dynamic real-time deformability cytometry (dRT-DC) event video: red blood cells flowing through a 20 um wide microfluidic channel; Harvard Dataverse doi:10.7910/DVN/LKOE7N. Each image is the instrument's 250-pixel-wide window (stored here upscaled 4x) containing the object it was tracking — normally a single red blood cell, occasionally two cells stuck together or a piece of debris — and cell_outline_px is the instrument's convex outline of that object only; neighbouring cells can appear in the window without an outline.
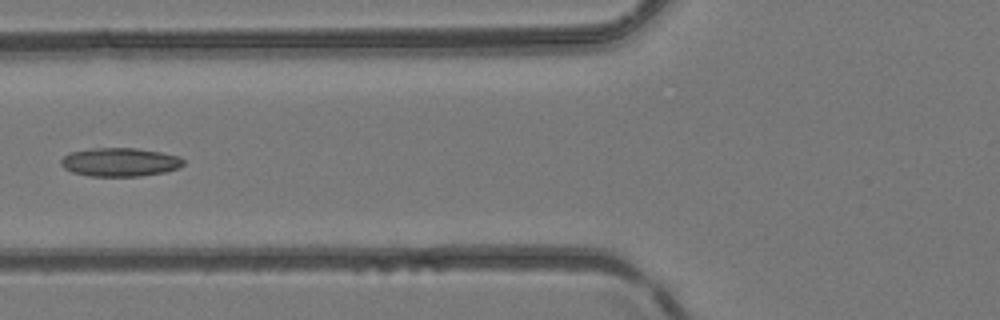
{"species": "common noctule bat (a hibernating species)", "species_latin": "Nyctalus noctula", "temperature_condition": "room temperature", "stored_images_in_passage": 5, "camera_frame_rate_fps": 3000, "um_per_image_px": 0.085, "animal": {"sex": "female", "body_mass_g": 24.6, "forearm_length_mm": 56.2}, "frame": {"image": 1, "passage_image": 5, "time_ms": 1.333, "image_size_px": [1000, 320], "cell_outline_px": [[184, 164], [180, 168], [164, 172], [140, 176], [88, 176], [72, 172], [64, 168], [60, 164], [60, 160], [68, 152], [88, 148], [136, 148], [160, 152], [180, 156], [184, 160]], "centroid_in_image_um": [10.17, 13.77], "position_along_channel_um": 115.6, "area_um2": 20.63}}